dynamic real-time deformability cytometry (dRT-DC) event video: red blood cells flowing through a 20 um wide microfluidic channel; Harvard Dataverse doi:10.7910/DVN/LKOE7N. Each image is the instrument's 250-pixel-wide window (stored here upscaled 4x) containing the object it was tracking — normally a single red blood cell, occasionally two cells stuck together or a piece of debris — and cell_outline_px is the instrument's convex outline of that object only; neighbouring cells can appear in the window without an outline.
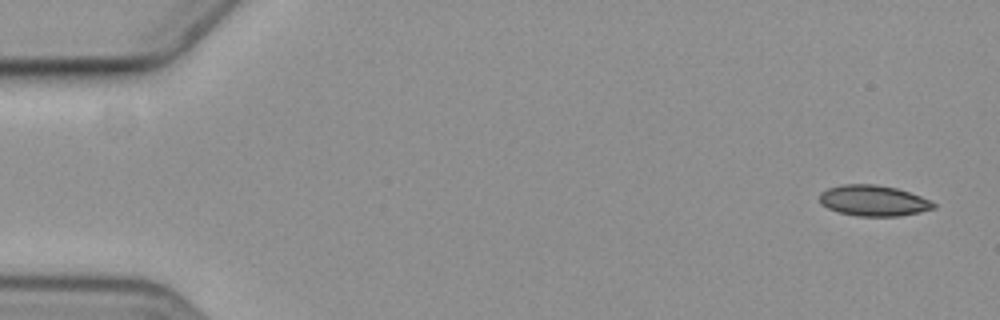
{"species": "common noctule bat (a hibernating species)", "species_latin": "Nyctalus noctula", "temperature_condition": "cold", "stored_images_in_passage": 4, "camera_frame_rate_fps": 3000, "um_per_image_px": 0.085, "animal": {"sex": "female", "body_mass_g": 19.3, "forearm_length_mm": 54.1}, "frame": {"image": 1, "passage_image": 1, "time_ms": 0.0, "image_size_px": [1000, 320], "cell_outline_px": [[936, 208], [900, 216], [856, 216], [840, 212], [828, 208], [820, 204], [820, 192], [828, 188], [844, 184], [876, 184], [896, 188], [920, 196], [936, 204]], "centroid_in_image_um": [74.22, 17.05], "position_along_channel_um": 10.8, "area_um2": 20.35}}
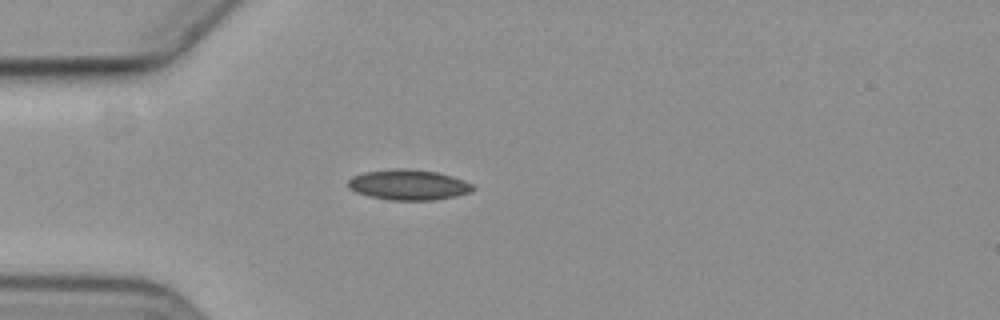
{"frame": {"image": 2, "passage_image": 4, "time_ms": 4.667, "image_size_px": [1000, 320], "cell_outline_px": [[476, 188], [472, 192], [456, 196], [436, 200], [392, 200], [372, 196], [356, 192], [348, 184], [348, 180], [352, 176], [364, 172], [396, 168], [408, 168], [436, 172], [452, 176], [464, 180], [472, 184]], "centroid_in_image_um": [34.78, 15.7], "position_along_channel_um": 50.2, "area_um2": 22.08}}